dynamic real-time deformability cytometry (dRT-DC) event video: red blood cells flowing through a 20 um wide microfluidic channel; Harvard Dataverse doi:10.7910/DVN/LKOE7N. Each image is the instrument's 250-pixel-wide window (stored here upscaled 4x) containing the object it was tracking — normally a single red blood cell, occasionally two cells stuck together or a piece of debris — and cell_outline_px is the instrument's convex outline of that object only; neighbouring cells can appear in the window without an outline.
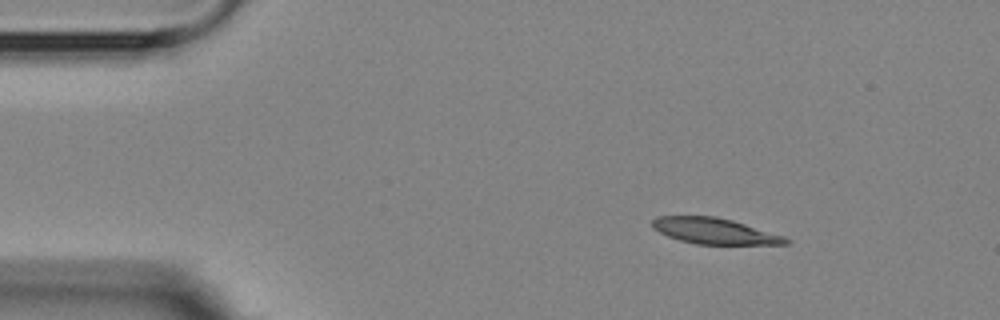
{"species": "Egyptian fruit bat (a non-hibernating species)", "species_latin": "Rousettus aegyptiacus", "temperature_condition": "room temperature", "stored_images_in_passage": 4, "camera_frame_rate_fps": 3000, "um_per_image_px": 0.085, "animal": {"sex": "female"}, "frame": {"image": 1, "passage_image": 1, "time_ms": 0.0, "image_size_px": [1000, 320], "cell_outline_px": [[792, 240], [788, 244], [696, 244], [680, 240], [668, 236], [652, 228], [652, 220], [656, 216], [716, 216], [732, 220], [784, 236]], "centroid_in_image_um": [60.72, 19.63], "position_along_channel_um": 24.3, "area_um2": 20.06}}